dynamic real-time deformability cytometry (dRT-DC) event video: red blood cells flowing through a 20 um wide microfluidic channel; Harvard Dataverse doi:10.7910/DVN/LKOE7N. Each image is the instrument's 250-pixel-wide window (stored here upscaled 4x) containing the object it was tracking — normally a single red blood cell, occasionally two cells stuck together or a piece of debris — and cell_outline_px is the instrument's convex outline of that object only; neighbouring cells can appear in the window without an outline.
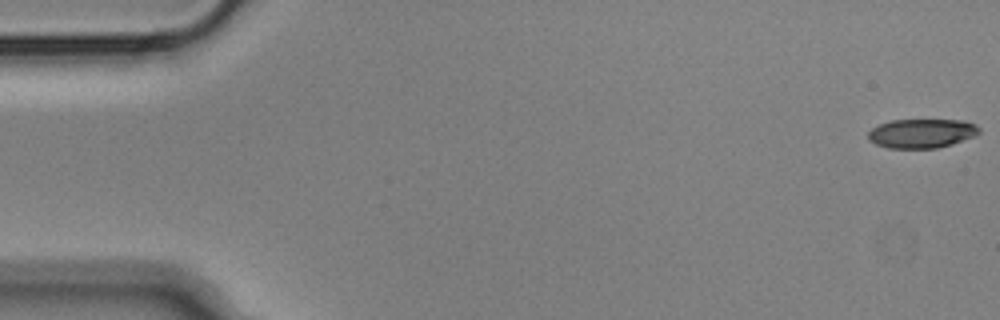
{"species": "Egyptian fruit bat (a non-hibernating species)", "species_latin": "Rousettus aegyptiacus", "temperature_condition": "cold", "stored_images_in_passage": 55, "camera_frame_rate_fps": 3000, "um_per_image_px": 0.085, "animal": {"sex": "male"}, "frame": {"image": 1, "passage_image": 1, "time_ms": 0.0, "image_size_px": [1000, 320], "cell_outline_px": [[980, 132], [972, 136], [952, 144], [936, 148], [888, 148], [876, 144], [868, 140], [868, 132], [872, 128], [880, 124], [892, 120], [960, 120], [976, 124], [980, 128]], "centroid_in_image_um": [78.32, 11.33], "position_along_channel_um": 6.7, "area_um2": 18.73}}
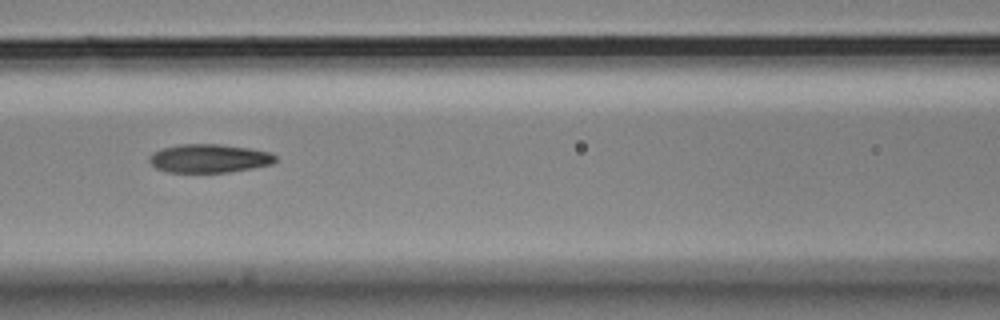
{"frame": {"image": 2, "passage_image": 24, "time_ms": 7.667, "image_size_px": [1000, 320], "cell_outline_px": [[276, 160], [272, 164], [252, 168], [228, 172], [168, 172], [156, 168], [148, 160], [148, 156], [152, 152], [164, 148], [180, 144], [220, 144], [248, 148], [268, 152], [276, 156]], "centroid_in_image_um": [17.75, 13.46], "position_along_channel_um": 148.9, "area_um2": 20.87}}
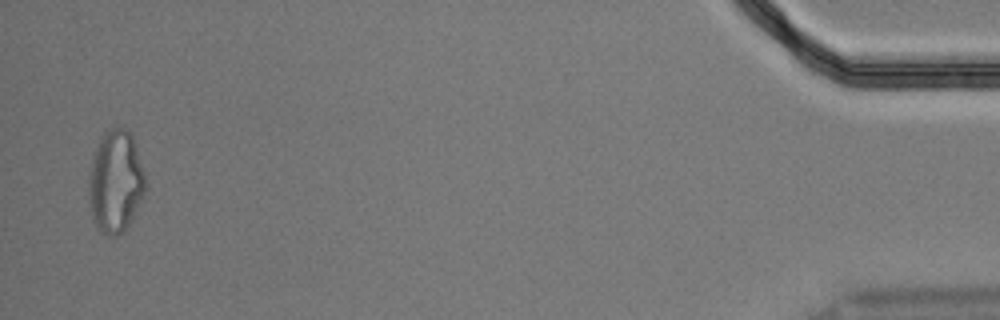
{"frame": {"image": 3, "passage_image": 54, "time_ms": 17.667, "image_size_px": [1000, 320], "cell_outline_px": [[144, 192], [128, 224], [116, 236], [112, 236], [100, 232], [96, 228], [88, 196], [88, 176], [92, 156], [104, 132], [112, 128], [124, 128], [132, 136], [144, 176]], "centroid_in_image_um": [9.76, 15.43], "position_along_channel_um": 425.4, "area_um2": 32.95}, "authors_computed_cell_mechanics": {"area_um2": 21.097, "velocity_mm_per_s": 3.6465, "shape_relaxation_time_tau1_ms": 6.487, "shape_relaxation_time_tau2_ms": 3.3336, "deformation_change_tau1": 0.2002, "deformation_change_tau2": 0.1216}}